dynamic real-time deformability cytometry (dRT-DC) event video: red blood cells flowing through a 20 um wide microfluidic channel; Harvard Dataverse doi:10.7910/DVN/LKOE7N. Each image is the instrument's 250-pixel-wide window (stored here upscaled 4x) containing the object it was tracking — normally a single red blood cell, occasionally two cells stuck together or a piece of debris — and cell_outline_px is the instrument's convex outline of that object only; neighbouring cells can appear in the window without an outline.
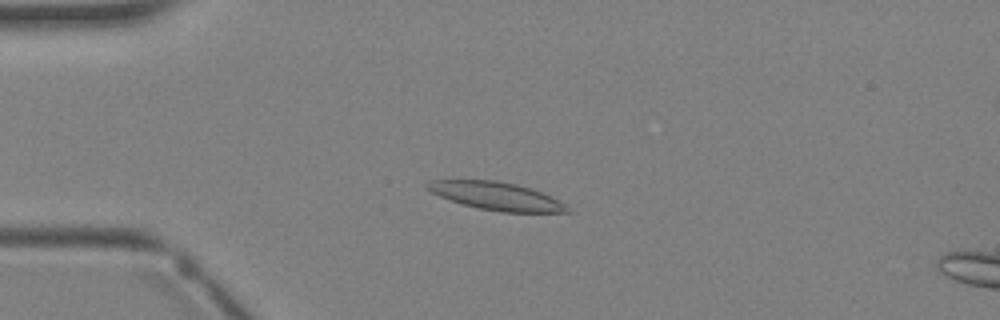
{"species": "Egyptian fruit bat (a non-hibernating species)", "species_latin": "Rousettus aegyptiacus", "temperature_condition": "warm", "stored_images_in_passage": 3, "camera_frame_rate_fps": 3000, "um_per_image_px": 0.085, "animal": {"sex": "female"}, "frame": {"image": 1, "passage_image": 2, "time_ms": 2.0, "image_size_px": [1000, 320], "cell_outline_px": [[572, 212], [504, 212], [480, 208], [464, 204], [440, 196], [432, 192], [424, 184], [432, 180], [496, 180], [516, 184], [540, 192], [564, 204]], "centroid_in_image_um": [42.16, 16.66], "position_along_channel_um": 42.8, "area_um2": 22.14}}